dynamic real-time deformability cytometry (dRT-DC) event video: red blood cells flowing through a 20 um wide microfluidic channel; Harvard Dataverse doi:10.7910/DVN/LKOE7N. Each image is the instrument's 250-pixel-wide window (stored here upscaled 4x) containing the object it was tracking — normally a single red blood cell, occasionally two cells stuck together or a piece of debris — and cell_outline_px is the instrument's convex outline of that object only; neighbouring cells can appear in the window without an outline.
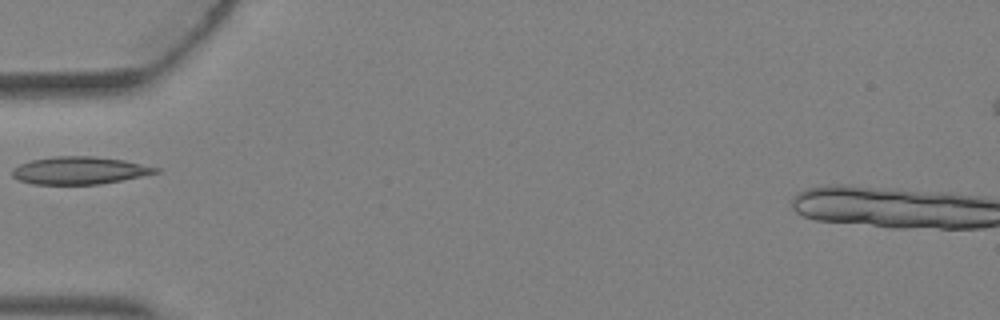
{"species": "Egyptian fruit bat (a non-hibernating species)", "species_latin": "Rousettus aegyptiacus", "temperature_condition": "warm", "stored_images_in_passage": 1, "camera_frame_rate_fps": 3000, "um_per_image_px": 0.085, "animal": {"sex": "female"}, "frame": {"image": 1, "passage_image": 1, "time_ms": 0.0, "image_size_px": [1000, 320], "cell_outline_px": [[160, 172], [100, 184], [32, 184], [16, 180], [12, 176], [12, 168], [20, 164], [32, 160], [56, 156], [92, 156], [124, 160], [160, 168]], "centroid_in_image_um": [6.72, 14.49], "position_along_channel_um": 78.3, "area_um2": 22.95}}